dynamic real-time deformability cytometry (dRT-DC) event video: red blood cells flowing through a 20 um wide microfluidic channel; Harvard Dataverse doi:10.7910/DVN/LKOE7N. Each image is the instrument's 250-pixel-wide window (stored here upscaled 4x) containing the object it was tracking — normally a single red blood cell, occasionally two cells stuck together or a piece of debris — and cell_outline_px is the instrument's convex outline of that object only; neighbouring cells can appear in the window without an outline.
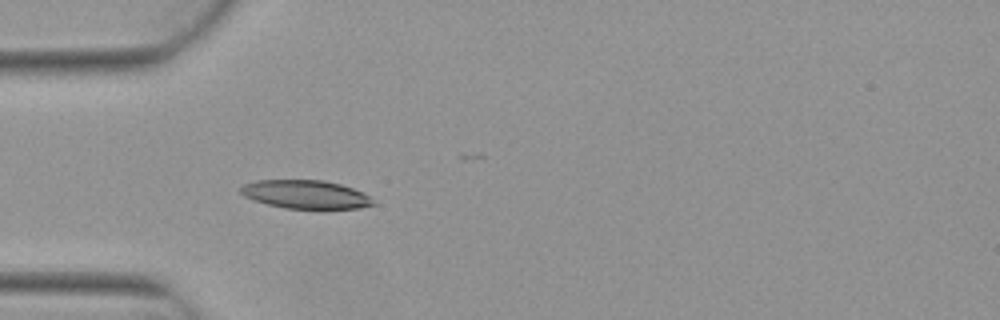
{"species": "Egyptian fruit bat (a non-hibernating species)", "species_latin": "Rousettus aegyptiacus", "temperature_condition": "warm", "stored_images_in_passage": 4, "camera_frame_rate_fps": 3000, "um_per_image_px": 0.085, "animal": {"sex": "female"}, "frame": {"image": 1, "passage_image": 4, "time_ms": 1.0, "image_size_px": [1000, 320], "cell_outline_px": [[376, 204], [360, 208], [284, 208], [252, 200], [244, 196], [240, 192], [240, 188], [244, 184], [256, 180], [324, 180], [340, 184], [352, 188], [368, 196]], "centroid_in_image_um": [25.93, 16.52], "position_along_channel_um": 59.1, "area_um2": 21.73}}